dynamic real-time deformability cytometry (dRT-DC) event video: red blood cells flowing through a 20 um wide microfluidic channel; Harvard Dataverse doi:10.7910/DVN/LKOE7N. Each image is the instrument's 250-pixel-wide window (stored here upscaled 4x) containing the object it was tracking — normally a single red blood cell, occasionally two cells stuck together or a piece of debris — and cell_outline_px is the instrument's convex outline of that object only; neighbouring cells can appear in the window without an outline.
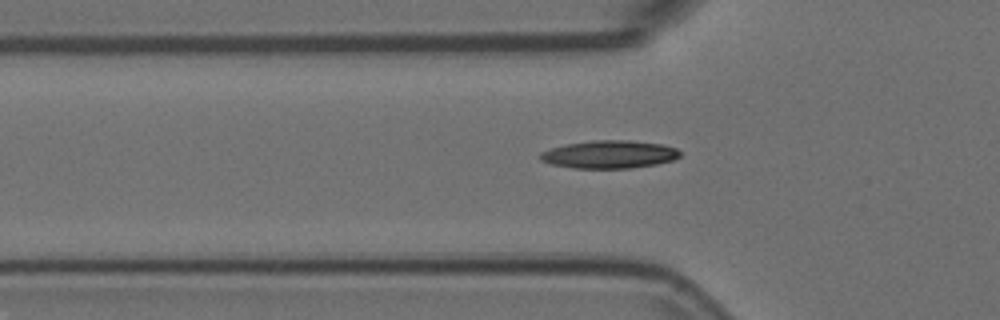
{"species": "Egyptian fruit bat (a non-hibernating species)", "species_latin": "Rousettus aegyptiacus", "temperature_condition": "room temperature", "stored_images_in_passage": 40, "camera_frame_rate_fps": 3000, "um_per_image_px": 0.085, "animal": {"sex": "female"}, "frame": {"image": 1, "passage_image": 7, "time_ms": 2.0, "image_size_px": [1000, 320], "cell_outline_px": [[680, 156], [672, 160], [656, 164], [632, 168], [576, 168], [552, 164], [540, 160], [540, 152], [564, 144], [592, 140], [628, 140], [664, 144], [676, 148], [680, 152]], "centroid_in_image_um": [51.8, 13.11], "position_along_channel_um": 74.0, "area_um2": 22.72}}
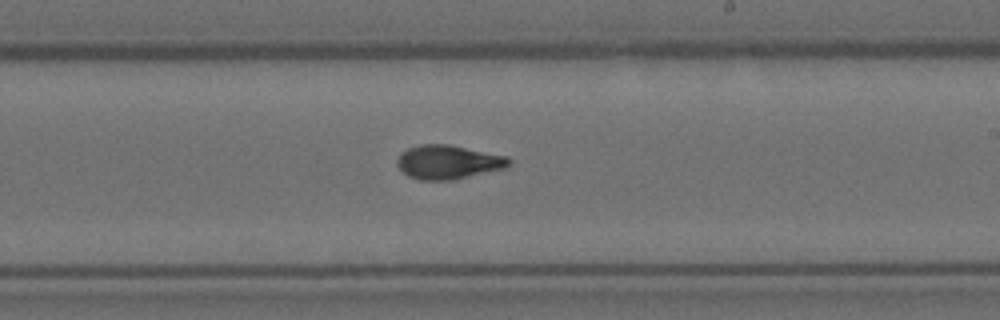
{"frame": {"image": 2, "passage_image": 21, "time_ms": 6.667, "image_size_px": [1000, 320], "cell_outline_px": [[512, 160], [504, 168], [452, 180], [420, 180], [408, 176], [396, 164], [396, 160], [400, 152], [408, 148], [420, 144], [448, 144], [508, 156]], "centroid_in_image_um": [38.06, 13.76], "position_along_channel_um": 250.9, "area_um2": 22.08}}
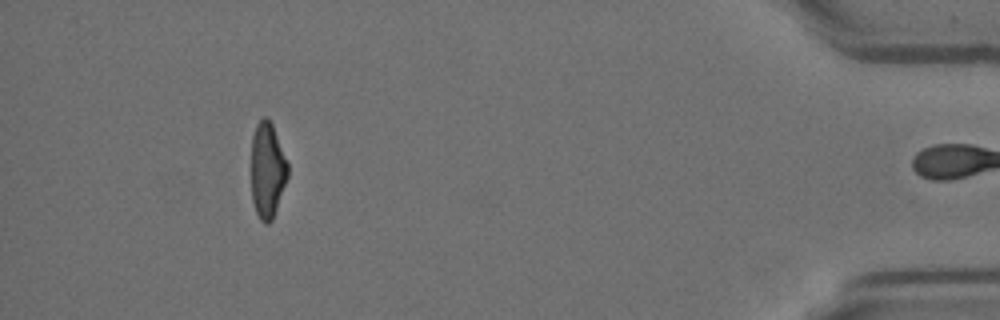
{"frame": {"image": 3, "passage_image": 39, "time_ms": 12.667, "image_size_px": [1000, 320], "cell_outline_px": [[288, 176], [272, 220], [268, 224], [264, 224], [260, 220], [256, 212], [252, 200], [252, 136], [256, 124], [264, 116], [268, 116], [272, 124], [288, 164]], "centroid_in_image_um": [22.72, 14.47], "position_along_channel_um": 412.5, "area_um2": 20.23}, "authors_computed_cell_mechanics": {"area_um2": 21.2415, "velocity_mm_per_s": 3.777, "shape_relaxation_time_tau1_ms": 6.8299, "shape_relaxation_time_tau2_ms": 1.7228, "deformation_change_tau1": 0.221, "deformation_change_tau2": 0.0841}}